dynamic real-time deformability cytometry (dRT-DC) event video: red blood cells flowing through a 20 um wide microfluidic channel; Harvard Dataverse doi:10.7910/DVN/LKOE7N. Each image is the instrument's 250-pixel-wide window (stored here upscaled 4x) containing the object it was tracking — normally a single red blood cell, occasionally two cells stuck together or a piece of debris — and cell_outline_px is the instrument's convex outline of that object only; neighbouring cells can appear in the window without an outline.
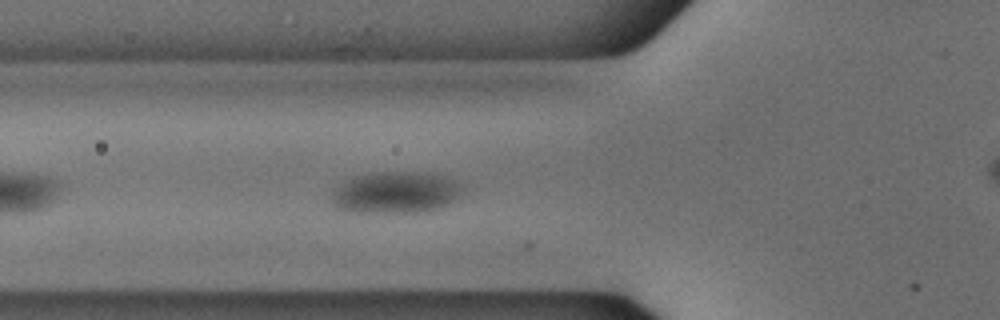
{"species": "common noctule bat (a hibernating species)", "species_latin": "Nyctalus noctula", "temperature_condition": "cold", "stored_images_in_passage": 42, "camera_frame_rate_fps": 3000, "um_per_image_px": 0.085, "animal": {"sex": "male", "body_mass_g": 18.8}, "frame": {"image": 1, "passage_image": 7, "time_ms": 2.0, "image_size_px": [1000, 320], "cell_outline_px": [[464, 184], [456, 200], [440, 208], [428, 212], [344, 212], [336, 208], [332, 204], [332, 192], [340, 184], [356, 176], [380, 172], [432, 172], [456, 180]], "centroid_in_image_um": [33.67, 16.37], "position_along_channel_um": 92.1, "area_um2": 32.14}}
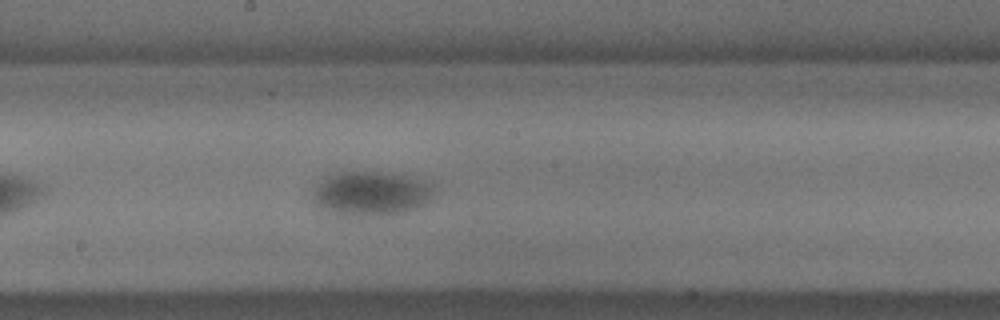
{"frame": {"image": 2, "passage_image": 17, "time_ms": 5.333, "image_size_px": [1000, 320], "cell_outline_px": [[436, 192], [424, 204], [416, 208], [404, 212], [332, 212], [316, 204], [312, 200], [312, 196], [316, 184], [324, 176], [340, 172], [380, 172], [404, 176], [420, 180], [428, 184]], "centroid_in_image_um": [31.5, 16.37], "position_along_channel_um": 216.7, "area_um2": 29.59}}
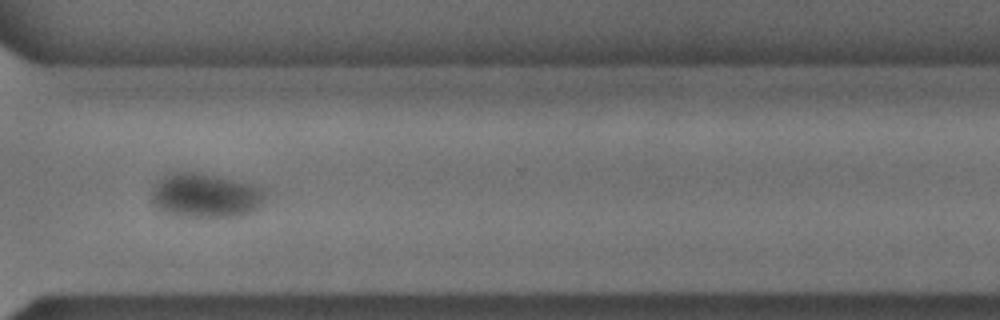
{"frame": {"image": 3, "passage_image": 28, "time_ms": 9.0, "image_size_px": [1000, 320], "cell_outline_px": [[268, 192], [264, 200], [256, 208], [240, 216], [180, 216], [156, 208], [152, 200], [152, 192], [156, 184], [168, 172], [200, 172], [236, 180], [252, 184], [264, 188]], "centroid_in_image_um": [17.49, 16.59], "position_along_channel_um": 353.1, "area_um2": 29.19}}